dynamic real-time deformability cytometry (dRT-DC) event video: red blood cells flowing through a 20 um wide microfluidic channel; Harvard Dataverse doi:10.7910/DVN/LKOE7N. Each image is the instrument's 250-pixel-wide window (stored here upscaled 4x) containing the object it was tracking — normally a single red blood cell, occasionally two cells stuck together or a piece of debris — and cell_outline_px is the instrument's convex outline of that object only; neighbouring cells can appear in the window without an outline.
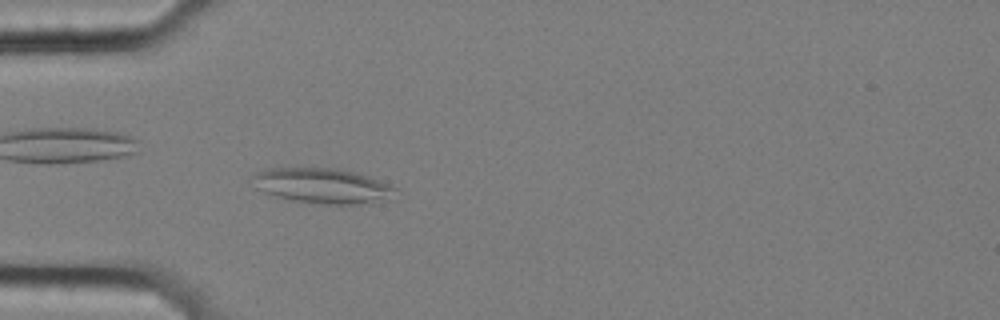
{"species": "common noctule bat (a hibernating species)", "species_latin": "Nyctalus noctula", "temperature_condition": "cold", "stored_images_in_passage": 57, "camera_frame_rate_fps": 3000, "um_per_image_px": 0.085, "animal": {"sex": "female", "body_mass_g": 25.1}, "frame": {"image": 1, "passage_image": 17, "time_ms": 5.333, "image_size_px": [1000, 320], "cell_outline_px": [[396, 200], [368, 204], [320, 204], [292, 200], [276, 196], [264, 192], [256, 188], [252, 176], [260, 172], [272, 168], [336, 168], [356, 172], [368, 176], [388, 184], [396, 188]], "centroid_in_image_um": [27.53, 15.82], "position_along_channel_um": 57.5, "area_um2": 29.54}}
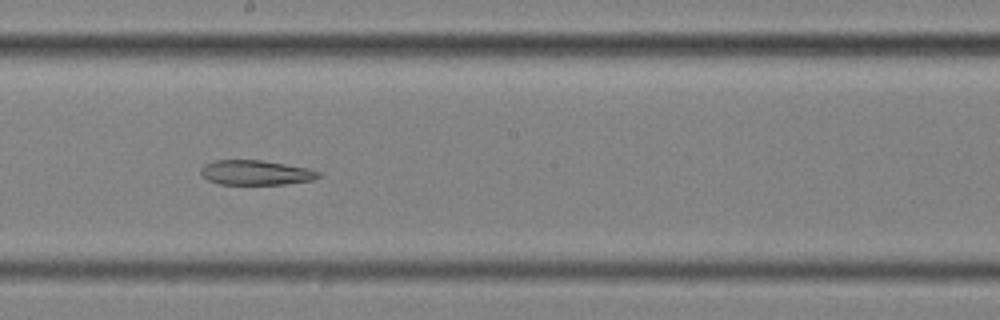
{"frame": {"image": 2, "passage_image": 32, "time_ms": 10.333, "image_size_px": [1000, 320], "cell_outline_px": [[320, 176], [312, 180], [284, 184], [220, 184], [208, 180], [200, 172], [200, 168], [204, 164], [216, 160], [260, 160], [308, 168], [320, 172]], "centroid_in_image_um": [21.72, 14.67], "position_along_channel_um": 226.5, "area_um2": 16.82}}
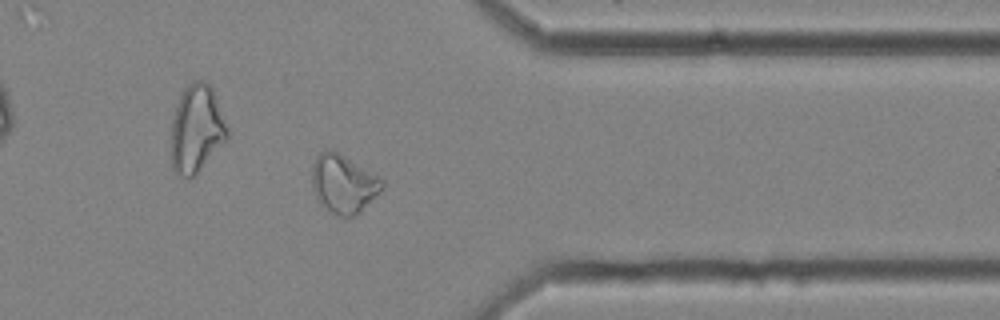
{"frame": {"image": 3, "passage_image": 46, "time_ms": 15.0, "image_size_px": [1000, 320], "cell_outline_px": [[384, 188], [356, 216], [348, 220], [336, 216], [320, 204], [316, 196], [312, 184], [312, 164], [316, 156], [324, 148], [332, 148], [380, 176], [384, 180]], "centroid_in_image_um": [29.2, 15.63], "position_along_channel_um": 382.2, "area_um2": 24.62}}